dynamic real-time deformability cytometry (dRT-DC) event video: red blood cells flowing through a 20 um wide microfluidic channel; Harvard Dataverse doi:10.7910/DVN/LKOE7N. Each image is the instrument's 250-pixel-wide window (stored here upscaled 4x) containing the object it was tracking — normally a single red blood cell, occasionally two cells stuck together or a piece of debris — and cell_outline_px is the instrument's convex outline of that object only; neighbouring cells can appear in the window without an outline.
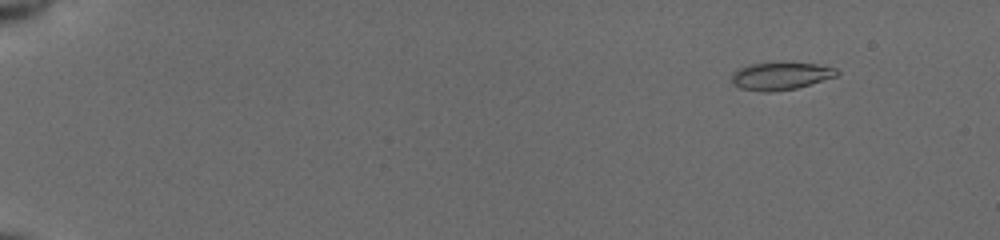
{"species": "common noctule bat (a hibernating species)", "species_latin": "Nyctalus noctula", "temperature_condition": "cold", "stored_images_in_passage": 55, "camera_frame_rate_fps": 3000, "um_per_image_px": 0.085, "animal": {"sex": "female", "body_mass_g": 19.5, "forearm_length_mm": 54.1}, "frame": {"image": 1, "passage_image": 7, "time_ms": 2.0, "image_size_px": [1000, 240], "cell_outline_px": [[840, 72], [836, 76], [796, 88], [772, 92], [760, 92], [740, 88], [732, 84], [732, 72], [748, 64], [816, 64], [836, 68]], "centroid_in_image_um": [66.32, 6.49], "position_along_channel_um": 18.7, "area_um2": 16.53}}
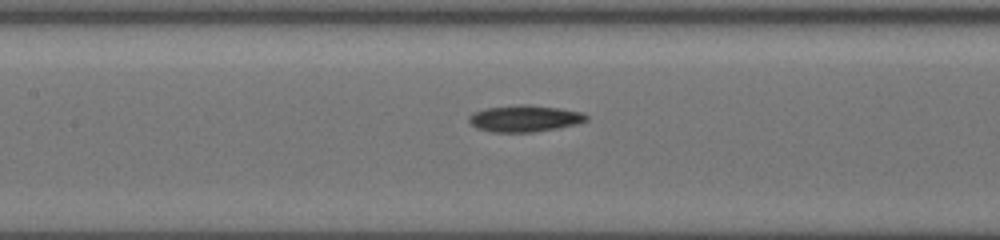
{"frame": {"image": 2, "passage_image": 29, "time_ms": 9.333, "image_size_px": [1000, 240], "cell_outline_px": [[588, 120], [576, 124], [556, 128], [532, 132], [488, 132], [476, 128], [468, 120], [468, 116], [472, 112], [484, 108], [520, 104], [528, 104], [560, 108], [584, 112], [588, 116]], "centroid_in_image_um": [44.57, 10.06], "position_along_channel_um": 162.8, "area_um2": 18.44}}
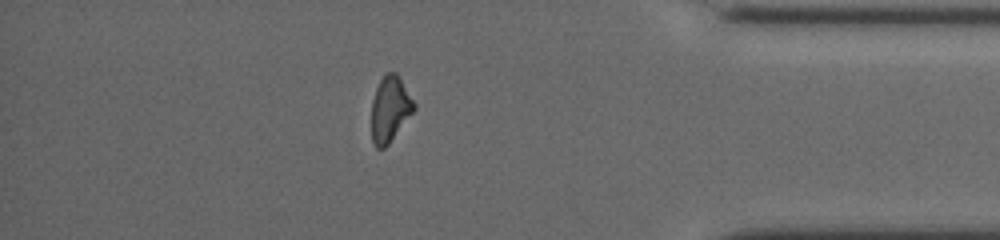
{"frame": {"image": 3, "passage_image": 49, "time_ms": 16.0, "image_size_px": [1000, 240], "cell_outline_px": [[416, 108], [388, 144], [384, 148], [376, 148], [372, 140], [372, 100], [376, 88], [380, 80], [388, 72], [396, 72], [416, 104]], "centroid_in_image_um": [33.15, 9.26], "position_along_channel_um": 402.1, "area_um2": 16.01}, "authors_computed_cell_mechanics": {"area_um2": 17.1666, "velocity_mm_per_s": 3.9411, "shape_relaxation_time_tau1_ms": 7.1917, "shape_relaxation_time_tau2_ms": 6.5022, "deformation_change_tau1": 0.171, "deformation_change_tau2": 0.1364}}